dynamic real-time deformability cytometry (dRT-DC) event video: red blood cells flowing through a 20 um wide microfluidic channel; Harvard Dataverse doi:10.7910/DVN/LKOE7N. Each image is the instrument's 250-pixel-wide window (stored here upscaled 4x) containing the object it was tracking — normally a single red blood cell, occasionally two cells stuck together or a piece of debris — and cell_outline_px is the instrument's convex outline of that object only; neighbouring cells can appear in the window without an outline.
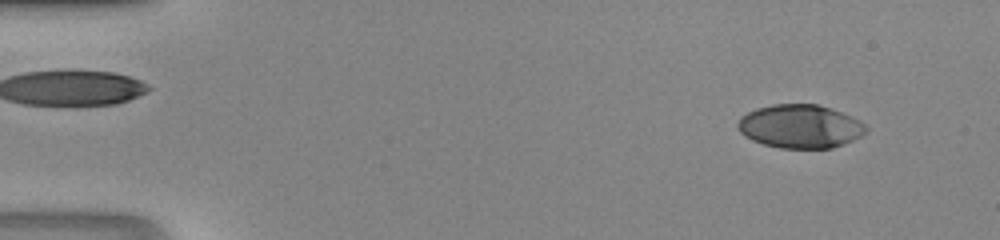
{"species": "human", "species_latin": "Homo sapiens", "temperature_condition": "room temperature", "stored_images_in_passage": 47, "camera_frame_rate_fps": 3000, "um_per_image_px": 0.085, "donor": {"sex": "male"}, "frame": {"image": 1, "passage_image": 4, "time_ms": 1.0, "image_size_px": [1000, 240], "cell_outline_px": [[868, 132], [844, 144], [832, 148], [780, 148], [764, 144], [752, 140], [744, 136], [740, 132], [736, 124], [740, 116], [756, 108], [772, 104], [820, 104], [832, 108], [860, 120], [868, 128]], "centroid_in_image_um": [68.01, 10.73], "position_along_channel_um": 17.0, "area_um2": 32.77}}
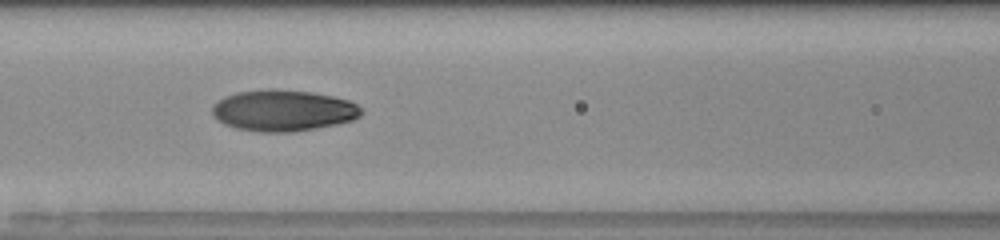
{"frame": {"image": 2, "passage_image": 21, "time_ms": 6.667, "image_size_px": [1000, 240], "cell_outline_px": [[364, 112], [360, 116], [352, 120], [336, 124], [296, 132], [256, 132], [236, 128], [224, 124], [216, 120], [212, 116], [212, 104], [216, 100], [224, 96], [236, 92], [268, 88], [276, 88], [312, 92], [332, 96], [348, 100], [364, 108]], "centroid_in_image_um": [24.03, 9.39], "position_along_channel_um": 142.6, "area_um2": 36.53}}
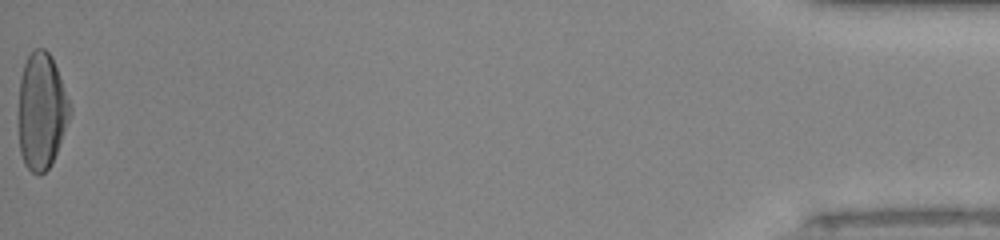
{"frame": {"image": 3, "passage_image": 47, "time_ms": 15.333, "image_size_px": [1000, 240], "cell_outline_px": [[72, 112], [52, 164], [40, 176], [36, 176], [24, 164], [20, 152], [20, 76], [24, 64], [32, 48], [44, 48], [52, 56], [72, 108]], "centroid_in_image_um": [3.55, 9.44], "position_along_channel_um": 431.6, "area_um2": 34.8}}